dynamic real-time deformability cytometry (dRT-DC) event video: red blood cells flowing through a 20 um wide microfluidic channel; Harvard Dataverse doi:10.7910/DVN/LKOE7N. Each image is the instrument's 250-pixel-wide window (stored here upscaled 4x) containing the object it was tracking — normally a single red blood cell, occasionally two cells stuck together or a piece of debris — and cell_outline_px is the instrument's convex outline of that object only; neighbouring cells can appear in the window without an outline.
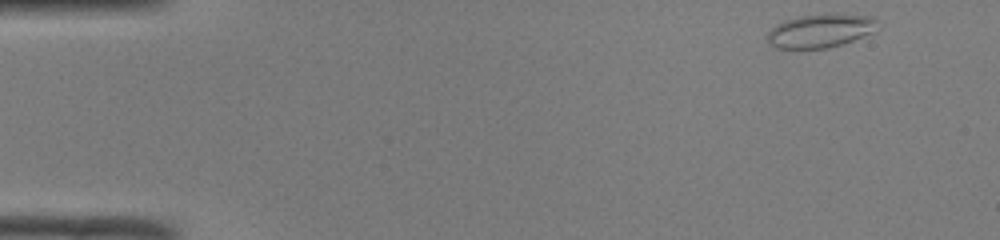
{"species": "common noctule bat (a hibernating species)", "species_latin": "Nyctalus noctula", "temperature_condition": "room temperature", "stored_images_in_passage": 46, "camera_frame_rate_fps": 3000, "um_per_image_px": 0.085, "animal": {"sex": "male", "body_mass_g": 19.0, "forearm_length_mm": 50.8}, "frame": {"image": 1, "passage_image": 1, "time_ms": 0.0, "image_size_px": [1000, 240], "cell_outline_px": [[880, 20], [872, 32], [852, 40], [828, 48], [776, 48], [768, 44], [768, 32], [776, 24], [784, 20], [800, 16], [824, 12], [832, 12], [872, 16]], "centroid_in_image_um": [69.74, 2.57], "position_along_channel_um": 15.3, "area_um2": 21.85}}
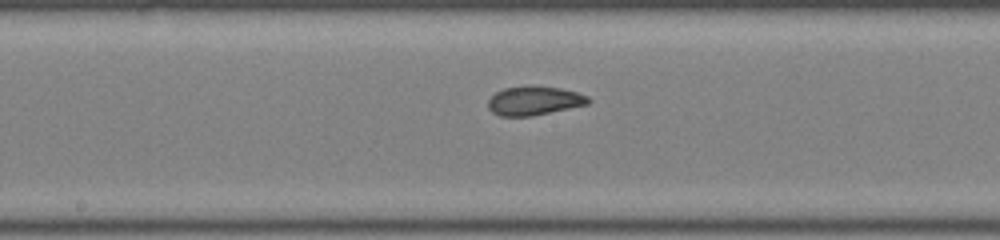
{"frame": {"image": 2, "passage_image": 23, "time_ms": 7.333, "image_size_px": [1000, 240], "cell_outline_px": [[592, 100], [588, 104], [532, 116], [500, 116], [492, 112], [488, 108], [488, 100], [496, 92], [504, 88], [528, 84], [560, 88], [576, 92], [588, 96]], "centroid_in_image_um": [45.4, 8.54], "position_along_channel_um": 202.8, "area_um2": 17.11}}
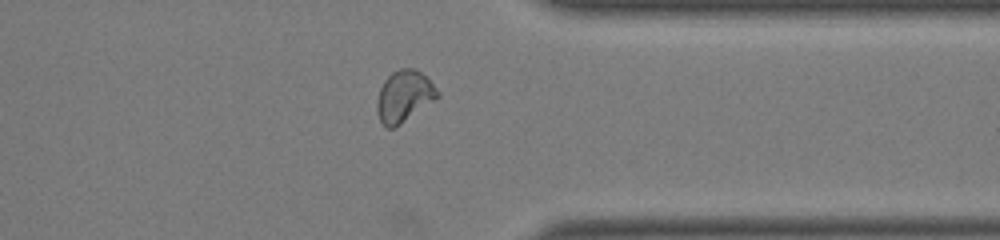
{"frame": {"image": 3, "passage_image": 36, "time_ms": 11.667, "image_size_px": [1000, 240], "cell_outline_px": [[440, 96], [400, 124], [392, 128], [388, 128], [380, 120], [376, 112], [376, 104], [380, 88], [384, 80], [392, 72], [400, 68], [416, 68], [440, 92]], "centroid_in_image_um": [34.33, 8.17], "position_along_channel_um": 377.1, "area_um2": 17.92}, "authors_computed_cell_mechanics": {"area_um2": 17.8602, "velocity_mm_per_s": 4.1112, "shape_relaxation_time_tau1_ms": null, "shape_relaxation_time_tau2_ms": 1.1525, "deformation_change_tau1": null, "deformation_change_tau2": 0.049}}